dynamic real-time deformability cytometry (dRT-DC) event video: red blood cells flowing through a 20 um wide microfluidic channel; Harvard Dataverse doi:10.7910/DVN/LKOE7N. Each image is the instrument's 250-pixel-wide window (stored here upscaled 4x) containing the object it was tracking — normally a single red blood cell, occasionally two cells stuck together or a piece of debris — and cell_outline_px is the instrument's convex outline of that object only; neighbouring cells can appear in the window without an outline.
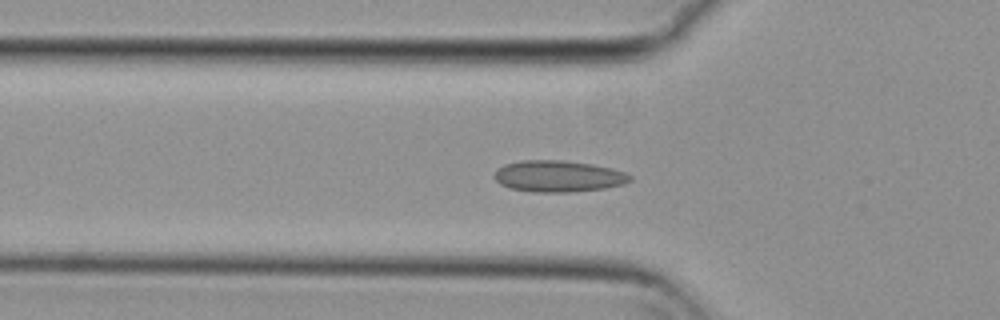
{"species": "common noctule bat (a hibernating species)", "species_latin": "Nyctalus noctula", "temperature_condition": "cold", "stored_images_in_passage": 57, "camera_frame_rate_fps": 3000, "um_per_image_px": 0.085, "animal": {"sex": "female", "body_mass_g": 29.2, "forearm_length_mm": 56.3}, "frame": {"image": 1, "passage_image": 19, "time_ms": 6.0, "image_size_px": [1000, 320], "cell_outline_px": [[632, 180], [624, 184], [604, 188], [568, 192], [532, 192], [508, 188], [500, 184], [492, 176], [496, 168], [504, 164], [520, 160], [564, 160], [592, 164], [612, 168], [624, 172], [632, 176]], "centroid_in_image_um": [47.41, 14.97], "position_along_channel_um": 78.4, "area_um2": 25.14}}
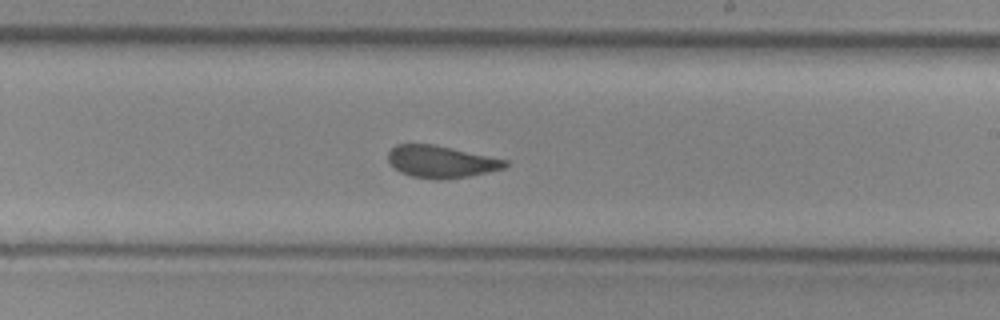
{"frame": {"image": 2, "passage_image": 33, "time_ms": 10.667, "image_size_px": [1000, 320], "cell_outline_px": [[508, 164], [504, 168], [468, 176], [440, 180], [436, 180], [412, 176], [400, 172], [388, 160], [388, 152], [396, 144], [432, 144], [508, 160]], "centroid_in_image_um": [37.48, 13.74], "position_along_channel_um": 251.5, "area_um2": 21.62}}
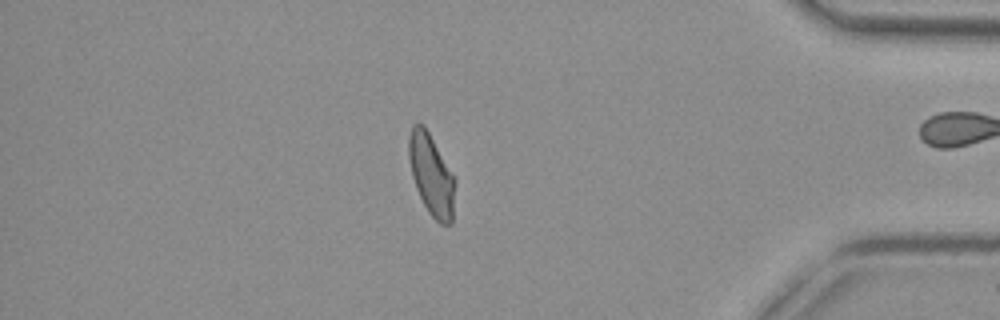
{"frame": {"image": 3, "passage_image": 48, "time_ms": 15.667, "image_size_px": [1000, 320], "cell_outline_px": [[456, 180], [452, 224], [440, 224], [428, 212], [416, 188], [412, 176], [408, 156], [408, 136], [412, 124], [424, 124]], "centroid_in_image_um": [36.66, 14.86], "position_along_channel_um": 398.5, "area_um2": 21.91}, "authors_computed_cell_mechanics": {"area_um2": 22.6576, "velocity_mm_per_s": 3.7055, "shape_relaxation_time_tau1_ms": null, "shape_relaxation_time_tau2_ms": 1.8007, "deformation_change_tau1": null, "deformation_change_tau2": 0.0639}}